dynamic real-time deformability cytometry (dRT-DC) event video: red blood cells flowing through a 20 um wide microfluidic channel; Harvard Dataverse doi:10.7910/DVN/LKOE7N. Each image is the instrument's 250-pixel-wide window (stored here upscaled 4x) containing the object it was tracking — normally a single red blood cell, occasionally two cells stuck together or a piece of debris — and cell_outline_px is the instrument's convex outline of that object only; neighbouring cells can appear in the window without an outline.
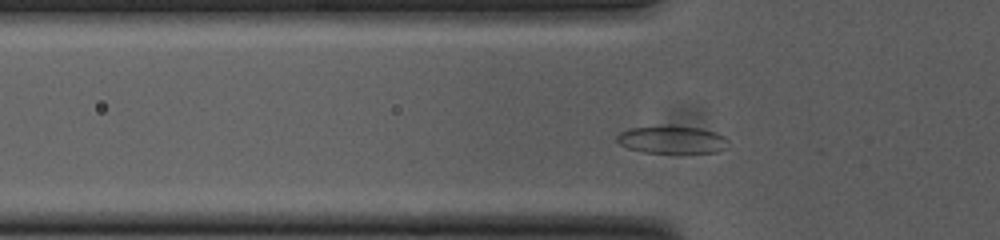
{"species": "common noctule bat (a hibernating species)", "species_latin": "Nyctalus noctula", "temperature_condition": "cold", "stored_images_in_passage": 42, "camera_frame_rate_fps": 3000, "um_per_image_px": 0.085, "animal": {"sex": "female", "body_mass_g": 23.0, "forearm_length_mm": 53.4}, "frame": {"image": 1, "passage_image": 8, "time_ms": 2.333, "image_size_px": [1000, 240], "cell_outline_px": [[728, 148], [720, 152], [644, 152], [628, 148], [620, 144], [616, 140], [616, 136], [620, 132], [628, 128], [700, 128], [716, 132], [724, 136], [728, 140]], "centroid_in_image_um": [57.16, 11.91], "position_along_channel_um": 68.6, "area_um2": 17.28}}
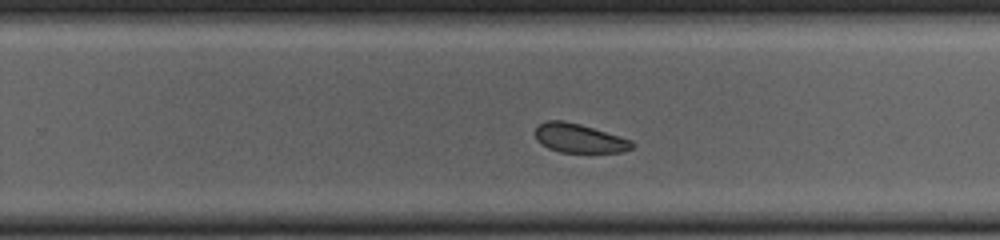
{"frame": {"image": 2, "passage_image": 25, "time_ms": 8.0, "image_size_px": [1000, 240], "cell_outline_px": [[636, 144], [632, 148], [624, 152], [560, 152], [548, 148], [540, 144], [536, 140], [536, 128], [544, 120], [564, 120], [580, 124], [632, 140]], "centroid_in_image_um": [49.23, 11.75], "position_along_channel_um": 280.6, "area_um2": 16.42}}
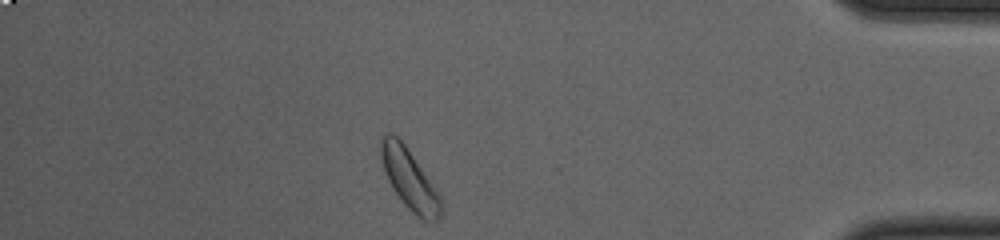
{"frame": {"image": 3, "passage_image": 38, "time_ms": 12.333, "image_size_px": [1000, 240], "cell_outline_px": [[444, 212], [440, 220], [424, 220], [416, 216], [404, 204], [392, 188], [388, 180], [380, 156], [380, 140], [388, 132], [392, 132], [404, 144], [440, 192], [444, 200]], "centroid_in_image_um": [34.88, 15.29], "position_along_channel_um": 400.3, "area_um2": 21.5}, "authors_computed_cell_mechanics": {"area_um2": 17.9469, "velocity_mm_per_s": 3.7407, "shape_relaxation_time_tau1_ms": null, "shape_relaxation_time_tau2_ms": 3.6465, "deformation_change_tau1": null, "deformation_change_tau2": 0.0904}}